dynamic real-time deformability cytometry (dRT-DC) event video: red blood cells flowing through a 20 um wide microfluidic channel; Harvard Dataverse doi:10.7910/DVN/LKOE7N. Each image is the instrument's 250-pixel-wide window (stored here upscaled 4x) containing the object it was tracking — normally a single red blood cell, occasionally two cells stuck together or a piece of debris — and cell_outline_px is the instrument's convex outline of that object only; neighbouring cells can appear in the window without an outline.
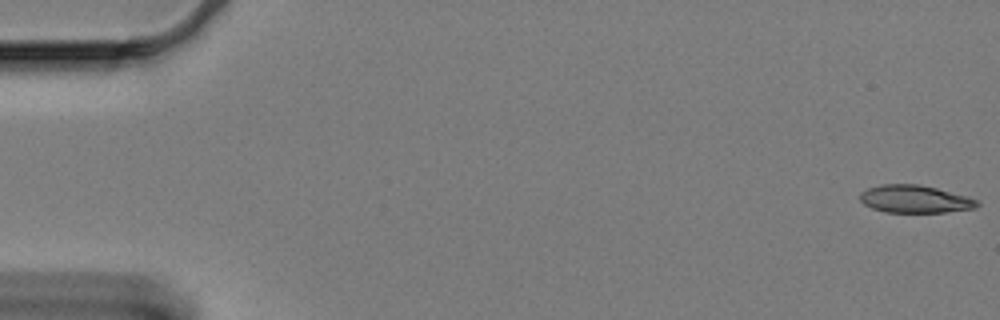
{"species": "Egyptian fruit bat (a non-hibernating species)", "species_latin": "Rousettus aegyptiacus", "temperature_condition": "cold", "stored_images_in_passage": 19, "camera_frame_rate_fps": 3000, "um_per_image_px": 0.085, "animal": {"sex": "female"}, "frame": {"image": 1, "passage_image": 1, "time_ms": 0.0, "image_size_px": [1000, 320], "cell_outline_px": [[980, 204], [976, 208], [944, 212], [884, 212], [872, 208], [864, 204], [860, 200], [860, 192], [868, 188], [880, 184], [916, 184], [936, 188], [968, 196], [976, 200]], "centroid_in_image_um": [77.75, 16.92], "position_along_channel_um": 7.3, "area_um2": 18.84}}
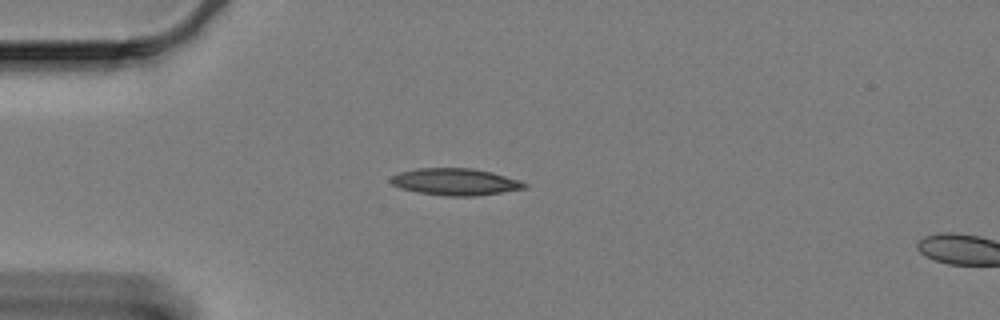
{"frame": {"image": 2, "passage_image": 16, "time_ms": 5.0, "image_size_px": [1000, 320], "cell_outline_px": [[528, 188], [476, 196], [444, 196], [416, 192], [400, 188], [392, 184], [388, 180], [392, 176], [400, 172], [416, 168], [472, 168], [492, 172], [520, 180], [528, 184]], "centroid_in_image_um": [38.7, 15.46], "position_along_channel_um": 46.3, "area_um2": 21.15}}